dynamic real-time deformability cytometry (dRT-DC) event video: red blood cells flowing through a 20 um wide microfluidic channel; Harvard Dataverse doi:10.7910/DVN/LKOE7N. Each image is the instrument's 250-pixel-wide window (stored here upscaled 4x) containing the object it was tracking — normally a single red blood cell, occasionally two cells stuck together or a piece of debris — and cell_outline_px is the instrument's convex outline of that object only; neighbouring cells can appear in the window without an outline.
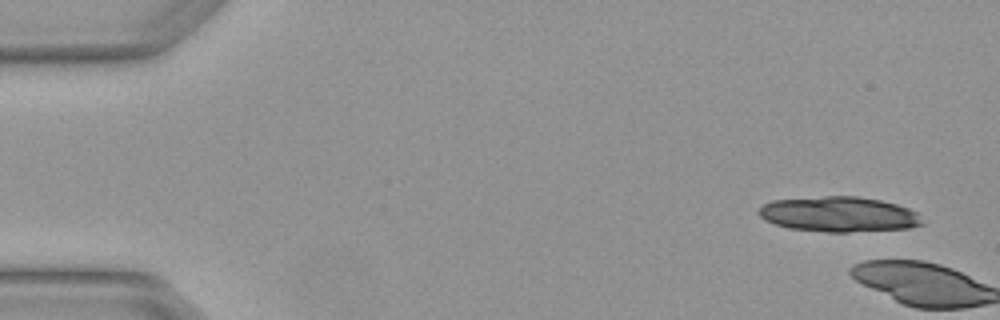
{"species": "Egyptian fruit bat (a non-hibernating species)", "species_latin": "Rousettus aegyptiacus", "temperature_condition": "warm", "stored_images_in_passage": 4, "camera_frame_rate_fps": 3000, "um_per_image_px": 0.085, "animal": {"sex": "female"}, "frame": {"image": 1, "passage_image": 1, "time_ms": 0.0, "image_size_px": [1000, 320], "cell_outline_px": [[924, 224], [908, 228], [848, 232], [828, 232], [788, 228], [764, 220], [756, 212], [764, 204], [772, 200], [824, 196], [856, 196], [880, 200], [896, 204], [920, 212]], "centroid_in_image_um": [71.33, 18.21], "position_along_channel_um": 13.7, "area_um2": 33.7}}